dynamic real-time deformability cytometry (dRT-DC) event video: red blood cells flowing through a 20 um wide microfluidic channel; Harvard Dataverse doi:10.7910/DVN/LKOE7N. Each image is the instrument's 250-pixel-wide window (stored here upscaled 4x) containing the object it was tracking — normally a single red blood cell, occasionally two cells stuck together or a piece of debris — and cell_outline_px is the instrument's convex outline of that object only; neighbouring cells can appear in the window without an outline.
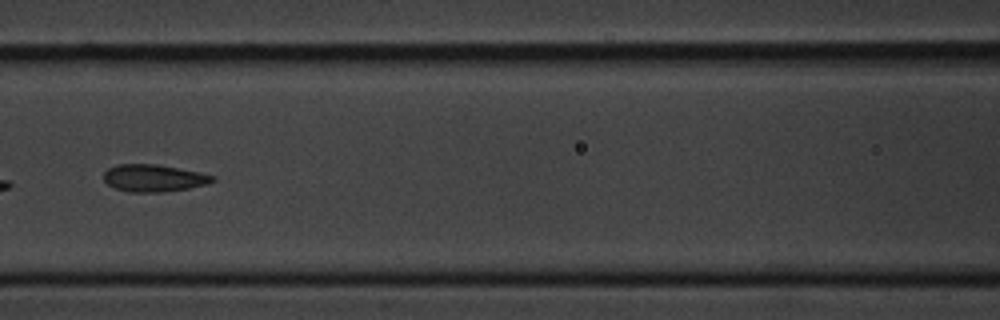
{"species": "common noctule bat (a hibernating species)", "species_latin": "Nyctalus noctula", "temperature_condition": "cold", "stored_images_in_passage": 14, "camera_frame_rate_fps": 3000, "um_per_image_px": 0.085, "animal": {"sex": "male", "body_mass_g": 20.1, "forearm_length_mm": 53.5}, "frame": {"image": 1, "passage_image": 7, "time_ms": 7.667, "image_size_px": [1000, 320], "cell_outline_px": [[216, 180], [208, 184], [188, 188], [160, 192], [128, 192], [116, 188], [108, 184], [104, 180], [104, 172], [108, 168], [116, 164], [156, 164], [200, 172], [216, 176]], "centroid_in_image_um": [13.08, 15.13], "position_along_channel_um": 153.5, "area_um2": 17.28}}
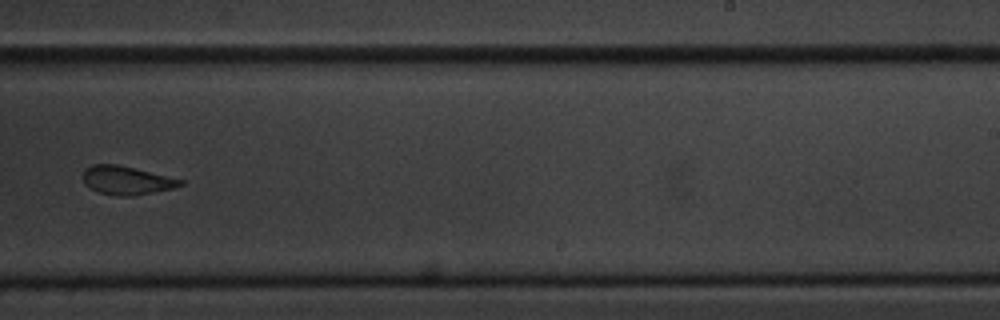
{"frame": {"image": 2, "passage_image": 10, "time_ms": 11.333, "image_size_px": [1000, 320], "cell_outline_px": [[184, 184], [172, 188], [152, 192], [128, 196], [116, 196], [100, 192], [84, 184], [84, 172], [92, 164], [116, 164], [184, 180]], "centroid_in_image_um": [10.76, 15.33], "position_along_channel_um": 278.2, "area_um2": 15.72}}
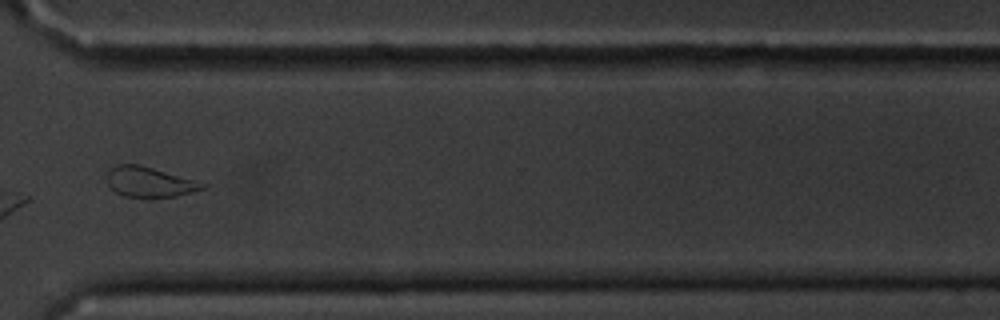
{"frame": {"image": 3, "passage_image": 12, "time_ms": 13.667, "image_size_px": [1000, 320], "cell_outline_px": [[208, 188], [176, 196], [124, 196], [116, 192], [108, 184], [108, 172], [116, 164], [140, 164], [208, 184]], "centroid_in_image_um": [12.74, 15.45], "position_along_channel_um": 357.9, "area_um2": 16.47}, "authors_computed_cell_mechanics": {"area_um2": 18.3515, "velocity_mm_per_s": 3.4003, "shape_relaxation_time_tau1_ms": 3.6199, "shape_relaxation_time_tau2_ms": 2.5681, "deformation_change_tau1": 0.13, "deformation_change_tau2": 0.0975}}